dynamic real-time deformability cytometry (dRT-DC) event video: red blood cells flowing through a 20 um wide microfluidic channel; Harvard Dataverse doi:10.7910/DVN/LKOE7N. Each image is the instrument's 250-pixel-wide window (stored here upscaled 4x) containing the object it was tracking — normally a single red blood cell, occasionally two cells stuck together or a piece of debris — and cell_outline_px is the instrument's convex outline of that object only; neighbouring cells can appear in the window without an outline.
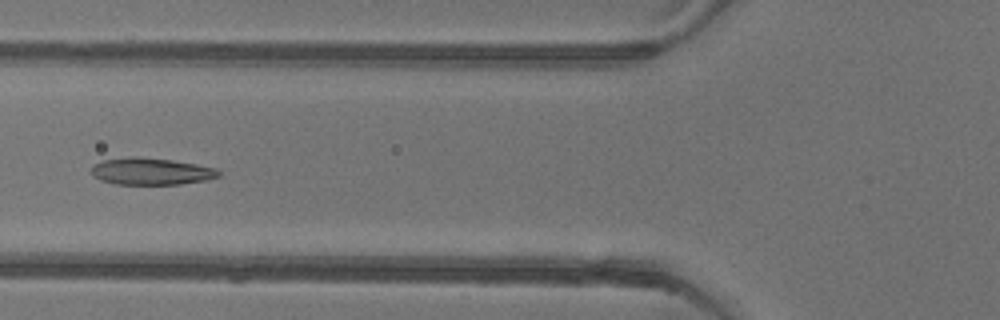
{"species": "common noctule bat (a hibernating species)", "species_latin": "Nyctalus noctula", "temperature_condition": "warm", "stored_images_in_passage": 43, "camera_frame_rate_fps": 3000, "um_per_image_px": 0.085, "animal": {"sex": "female"}, "frame": {"image": 1, "passage_image": 11, "time_ms": 3.333, "image_size_px": [1000, 320], "cell_outline_px": [[220, 176], [204, 180], [180, 184], [116, 184], [100, 180], [92, 176], [92, 168], [96, 164], [104, 160], [132, 156], [136, 156], [172, 160], [196, 164], [216, 168], [220, 172]], "centroid_in_image_um": [12.84, 14.56], "position_along_channel_um": 113.0, "area_um2": 19.83}}
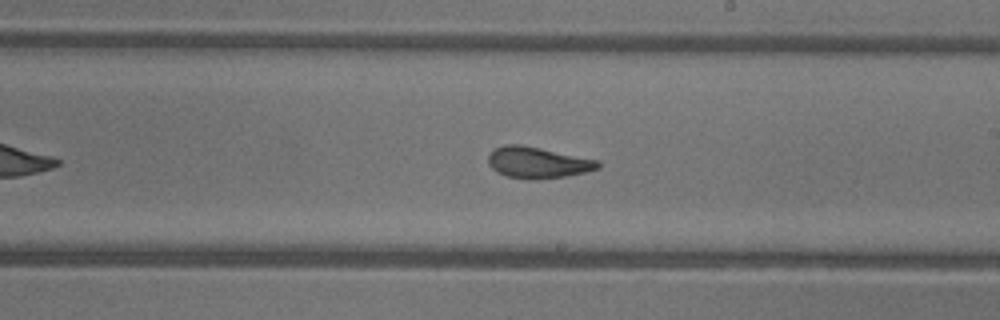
{"frame": {"image": 2, "passage_image": 21, "time_ms": 6.667, "image_size_px": [1000, 320], "cell_outline_px": [[600, 168], [568, 176], [532, 180], [528, 180], [508, 176], [496, 172], [488, 164], [488, 156], [492, 148], [504, 144], [520, 144], [600, 160]], "centroid_in_image_um": [45.68, 13.81], "position_along_channel_um": 243.3, "area_um2": 20.23}}
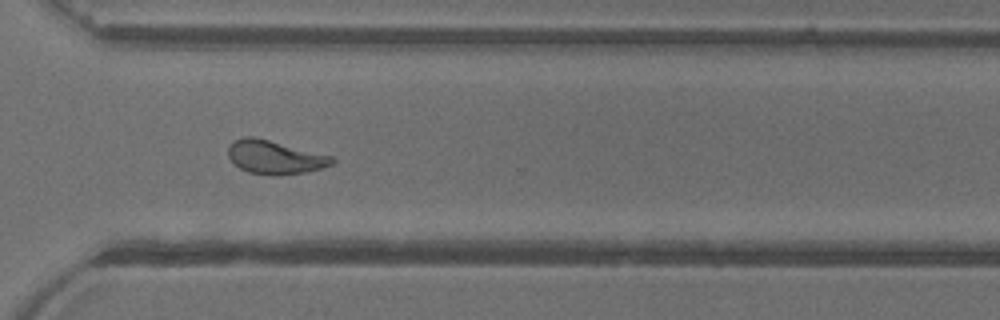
{"frame": {"image": 3, "passage_image": 29, "time_ms": 9.333, "image_size_px": [1000, 320], "cell_outline_px": [[336, 160], [332, 164], [320, 168], [304, 172], [276, 176], [248, 172], [240, 168], [228, 156], [228, 148], [236, 140], [244, 136], [252, 136], [332, 156]], "centroid_in_image_um": [23.36, 13.37], "position_along_channel_um": 347.2, "area_um2": 19.88}, "authors_computed_cell_mechanics": {"area_um2": 20.3456, "velocity_mm_per_s": 3.91, "shape_relaxation_time_tau1_ms": 9.3697, "shape_relaxation_time_tau2_ms": 1.3139, "deformation_change_tau1": 0.2449, "deformation_change_tau2": 0.0875}}